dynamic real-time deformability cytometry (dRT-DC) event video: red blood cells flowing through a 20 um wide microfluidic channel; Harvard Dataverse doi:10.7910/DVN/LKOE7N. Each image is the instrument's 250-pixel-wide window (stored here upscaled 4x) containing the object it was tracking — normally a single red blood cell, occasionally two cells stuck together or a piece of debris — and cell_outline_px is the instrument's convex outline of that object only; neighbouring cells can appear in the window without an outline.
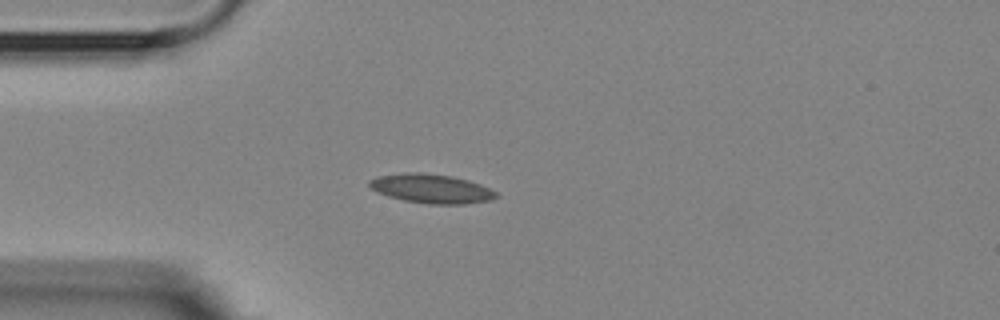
{"species": "Egyptian fruit bat (a non-hibernating species)", "species_latin": "Rousettus aegyptiacus", "temperature_condition": "room temperature", "stored_images_in_passage": 3, "camera_frame_rate_fps": 3000, "um_per_image_px": 0.085, "animal": {"sex": "female"}, "frame": {"image": 1, "passage_image": 3, "time_ms": 2.333, "image_size_px": [1000, 320], "cell_outline_px": [[500, 196], [492, 200], [464, 204], [432, 204], [404, 200], [388, 196], [372, 188], [368, 184], [368, 180], [376, 176], [408, 172], [420, 172], [452, 176], [468, 180], [480, 184], [496, 192]], "centroid_in_image_um": [36.68, 16.03], "position_along_channel_um": 48.3, "area_um2": 21.44}}